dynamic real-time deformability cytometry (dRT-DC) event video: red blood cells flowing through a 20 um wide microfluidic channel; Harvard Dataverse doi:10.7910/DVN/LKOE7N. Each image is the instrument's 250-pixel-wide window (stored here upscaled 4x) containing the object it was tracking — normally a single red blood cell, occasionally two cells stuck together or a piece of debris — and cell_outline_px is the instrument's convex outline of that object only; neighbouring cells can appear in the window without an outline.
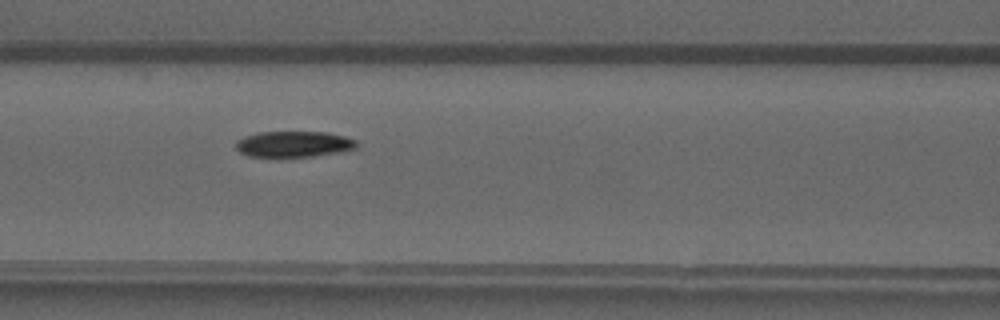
{"species": "common noctule bat (a hibernating species)", "species_latin": "Nyctalus noctula", "temperature_condition": "warm", "stored_images_in_passage": 38, "camera_frame_rate_fps": 3000, "um_per_image_px": 0.085, "animal": {"sex": "male", "forearm_length_mm": 52.5}, "frame": {"image": 1, "passage_image": 22, "time_ms": 7.0, "image_size_px": [1000, 320], "cell_outline_px": [[356, 148], [336, 152], [312, 156], [248, 156], [240, 152], [236, 148], [236, 140], [244, 136], [260, 132], [328, 132], [344, 136], [356, 140]], "centroid_in_image_um": [24.94, 12.23], "position_along_channel_um": 141.7, "area_um2": 17.98}}
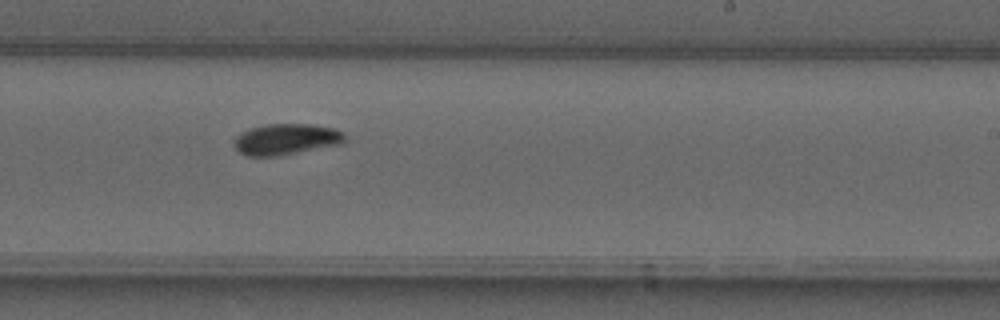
{"frame": {"image": 2, "passage_image": 31, "time_ms": 10.0, "image_size_px": [1000, 320], "cell_outline_px": [[344, 140], [340, 144], [276, 156], [248, 156], [240, 152], [232, 144], [232, 140], [240, 132], [264, 124], [312, 124], [336, 128], [344, 132]], "centroid_in_image_um": [24.29, 11.82], "position_along_channel_um": 264.7, "area_um2": 20.06}}
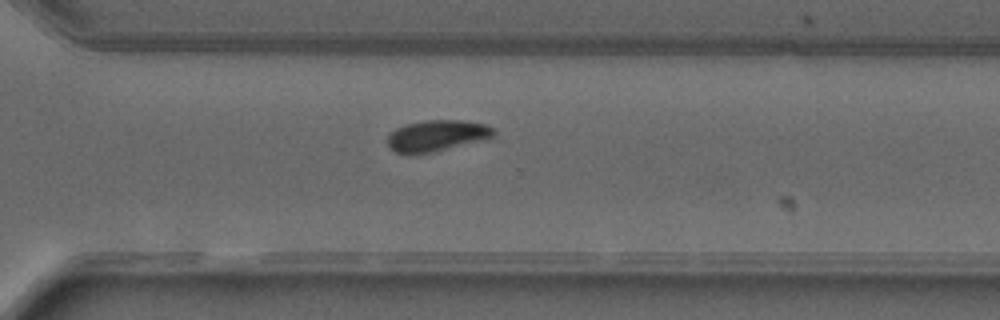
{"frame": {"image": 3, "passage_image": 36, "time_ms": 11.667, "image_size_px": [1000, 320], "cell_outline_px": [[496, 136], [484, 140], [432, 152], [412, 156], [408, 156], [396, 152], [388, 148], [388, 136], [396, 128], [404, 124], [424, 120], [460, 120], [488, 124], [496, 128]], "centroid_in_image_um": [37.15, 11.54], "position_along_channel_um": 333.5, "area_um2": 19.88}}